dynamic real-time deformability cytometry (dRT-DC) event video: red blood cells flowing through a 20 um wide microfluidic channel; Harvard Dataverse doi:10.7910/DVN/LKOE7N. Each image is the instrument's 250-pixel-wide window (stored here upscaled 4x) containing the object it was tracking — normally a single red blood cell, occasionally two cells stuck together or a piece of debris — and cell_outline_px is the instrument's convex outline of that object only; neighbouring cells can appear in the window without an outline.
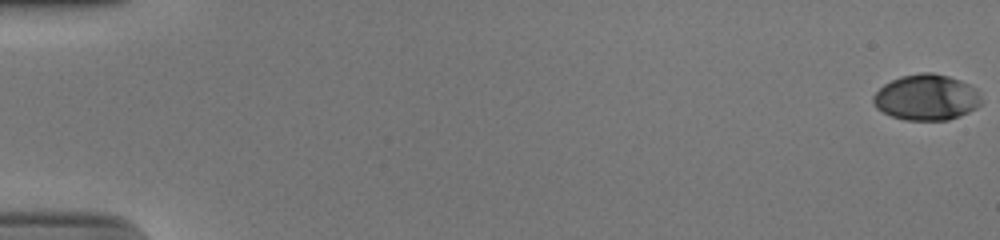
{"species": "human", "species_latin": "Homo sapiens", "temperature_condition": "cold", "stored_images_in_passage": 54, "camera_frame_rate_fps": 3000, "um_per_image_px": 0.085, "donor": {"sex": "male"}, "frame": {"image": 1, "passage_image": 1, "time_ms": 0.0, "image_size_px": [1000, 240], "cell_outline_px": [[980, 104], [976, 108], [960, 116], [948, 120], [904, 120], [892, 116], [876, 108], [872, 100], [872, 96], [884, 84], [900, 76], [920, 72], [932, 72], [948, 76], [960, 80], [976, 88], [980, 96]], "centroid_in_image_um": [78.74, 8.27], "position_along_channel_um": 6.3, "area_um2": 28.9}}
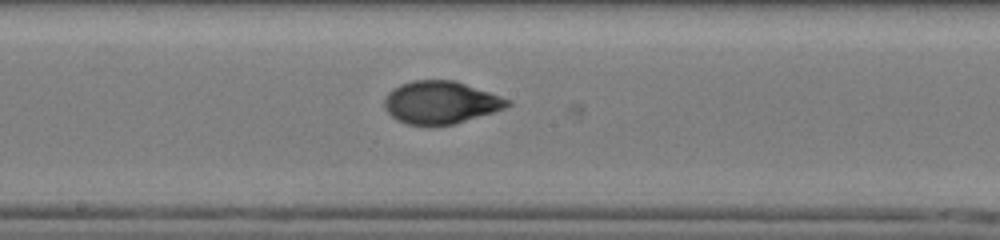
{"frame": {"image": 2, "passage_image": 31, "time_ms": 10.0, "image_size_px": [1000, 240], "cell_outline_px": [[512, 104], [504, 108], [492, 112], [452, 124], [408, 124], [396, 120], [384, 108], [384, 96], [392, 88], [400, 84], [412, 80], [456, 80], [512, 100]], "centroid_in_image_um": [37.43, 8.68], "position_along_channel_um": 210.8, "area_um2": 30.4}}
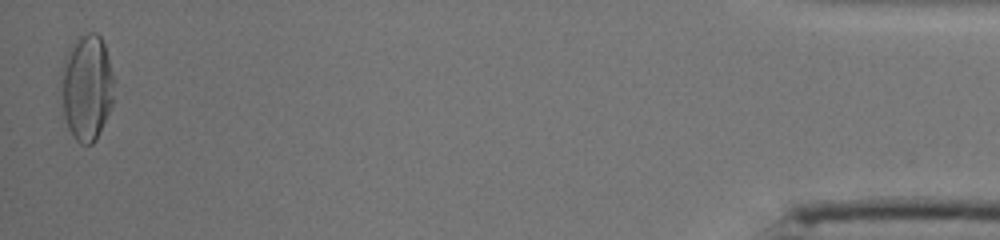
{"frame": {"image": 3, "passage_image": 54, "time_ms": 17.667, "image_size_px": [1000, 240], "cell_outline_px": [[112, 104], [96, 140], [92, 144], [80, 144], [72, 136], [68, 128], [64, 116], [60, 80], [60, 76], [64, 56], [68, 48], [76, 36], [88, 32], [96, 32], [100, 36], [104, 44], [112, 72]], "centroid_in_image_um": [7.33, 7.4], "position_along_channel_um": 427.9, "area_um2": 32.83}, "authors_computed_cell_mechanics": {"area_um2": 29.478, "velocity_mm_per_s": 3.9095, "shape_relaxation_time_tau1_ms": 4.7693, "shape_relaxation_time_tau2_ms": 0.8899, "deformation_change_tau1": 0.1961, "deformation_change_tau2": 0.0458}}